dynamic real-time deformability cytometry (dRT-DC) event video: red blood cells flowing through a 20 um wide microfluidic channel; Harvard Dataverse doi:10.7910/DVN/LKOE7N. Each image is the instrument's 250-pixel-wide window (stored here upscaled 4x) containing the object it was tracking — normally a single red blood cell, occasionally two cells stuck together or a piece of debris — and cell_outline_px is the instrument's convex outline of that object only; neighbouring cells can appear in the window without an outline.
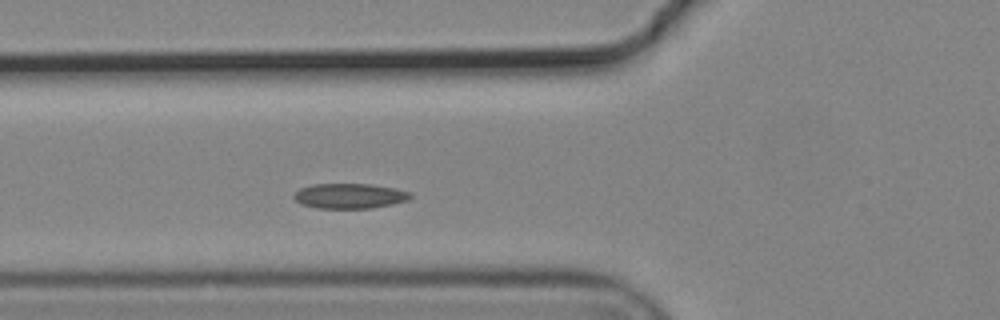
{"species": "common noctule bat (a hibernating species)", "species_latin": "Nyctalus noctula", "temperature_condition": "cold", "stored_images_in_passage": 2, "camera_frame_rate_fps": 3000, "um_per_image_px": 0.085, "animal": {"sex": "male", "body_mass_g": 19.2, "forearm_length_mm": 51.8}, "frame": {"image": 1, "passage_image": 2, "time_ms": 0.333, "image_size_px": [1000, 320], "cell_outline_px": [[412, 196], [408, 200], [392, 204], [372, 208], [316, 208], [300, 204], [292, 196], [300, 188], [312, 184], [368, 184], [396, 188], [412, 192]], "centroid_in_image_um": [29.72, 16.65], "position_along_channel_um": 96.1, "area_um2": 17.11}}